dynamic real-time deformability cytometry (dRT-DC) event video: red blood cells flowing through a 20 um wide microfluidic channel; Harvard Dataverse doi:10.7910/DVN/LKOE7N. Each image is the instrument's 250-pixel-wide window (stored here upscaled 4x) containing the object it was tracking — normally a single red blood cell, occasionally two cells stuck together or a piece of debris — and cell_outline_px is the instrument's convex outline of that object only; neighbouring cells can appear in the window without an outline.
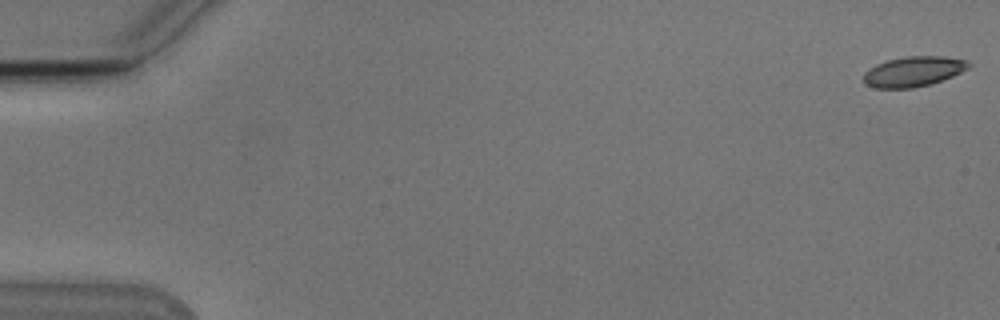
{"species": "Egyptian fruit bat (a non-hibernating species)", "species_latin": "Rousettus aegyptiacus", "temperature_condition": "cold", "stored_images_in_passage": 54, "camera_frame_rate_fps": 3000, "um_per_image_px": 0.085, "animal": {"sex": "male"}, "frame": {"image": 1, "passage_image": 1, "time_ms": 0.0, "image_size_px": [1000, 320], "cell_outline_px": [[972, 64], [968, 68], [952, 76], [928, 84], [912, 88], [876, 88], [864, 84], [864, 72], [876, 64], [888, 60], [908, 56], [944, 56], [968, 60]], "centroid_in_image_um": [77.64, 6.07], "position_along_channel_um": 7.4, "area_um2": 18.32}}
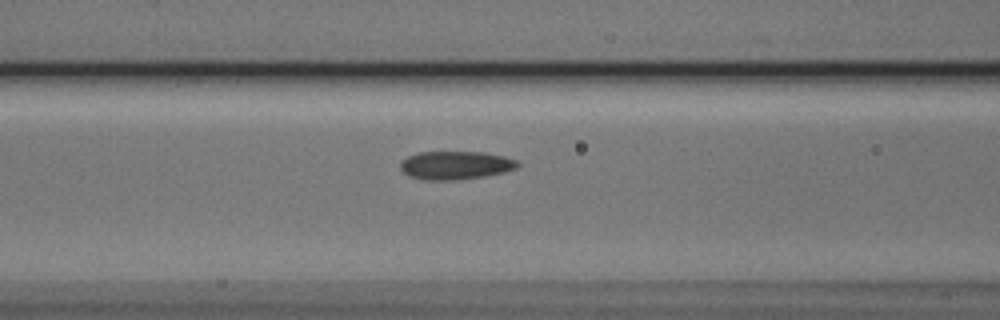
{"frame": {"image": 2, "passage_image": 23, "time_ms": 7.333, "image_size_px": [1000, 320], "cell_outline_px": [[520, 164], [516, 168], [504, 172], [484, 176], [452, 180], [424, 180], [408, 176], [400, 168], [400, 160], [408, 156], [420, 152], [484, 152], [504, 156], [516, 160]], "centroid_in_image_um": [38.69, 14.04], "position_along_channel_um": 127.9, "area_um2": 19.36}}
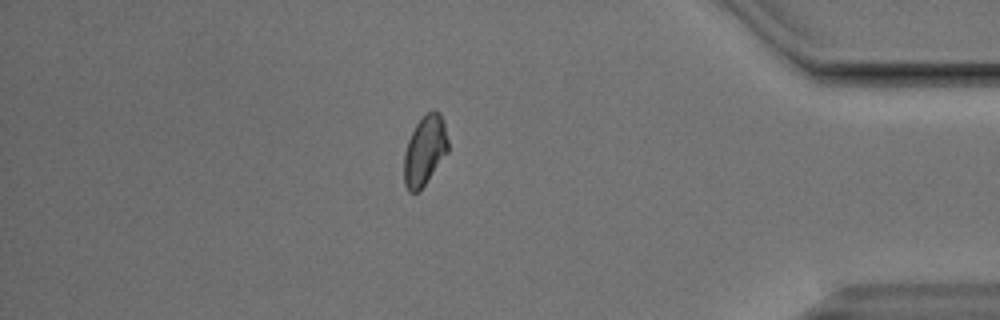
{"frame": {"image": 3, "passage_image": 47, "time_ms": 15.333, "image_size_px": [1000, 320], "cell_outline_px": [[448, 152], [420, 192], [408, 192], [404, 184], [404, 152], [408, 140], [416, 124], [432, 108], [440, 112], [444, 120], [448, 140]], "centroid_in_image_um": [36.11, 12.81], "position_along_channel_um": 399.1, "area_um2": 18.15}, "authors_computed_cell_mechanics": {"area_um2": 18.9006, "velocity_mm_per_s": 3.8157, "shape_relaxation_time_tau1_ms": 3.4597, "shape_relaxation_time_tau2_ms": 3.7218, "deformation_change_tau1": 0.0842, "deformation_change_tau2": 0.0932}}